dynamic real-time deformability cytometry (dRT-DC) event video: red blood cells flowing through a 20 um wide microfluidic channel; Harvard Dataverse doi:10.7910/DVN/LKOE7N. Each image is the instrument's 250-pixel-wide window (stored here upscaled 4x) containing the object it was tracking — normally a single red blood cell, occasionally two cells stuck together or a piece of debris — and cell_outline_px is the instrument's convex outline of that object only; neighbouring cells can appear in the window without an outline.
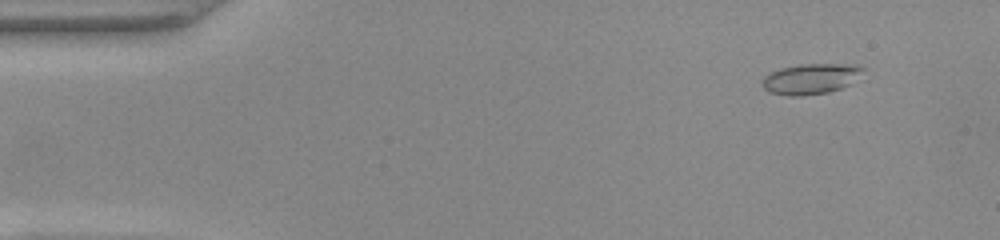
{"species": "common noctule bat (a hibernating species)", "species_latin": "Nyctalus noctula", "temperature_condition": "warm", "stored_images_in_passage": 47, "camera_frame_rate_fps": 3000, "um_per_image_px": 0.085, "animal": {"sex": "female", "body_mass_g": 22.0, "forearm_length_mm": 56.7}, "frame": {"image": 1, "passage_image": 2, "time_ms": 0.333, "image_size_px": [1000, 240], "cell_outline_px": [[864, 68], [848, 84], [840, 88], [828, 92], [800, 96], [788, 96], [768, 92], [764, 88], [764, 76], [780, 68], [800, 64], [856, 64]], "centroid_in_image_um": [68.86, 6.7], "position_along_channel_um": 16.1, "area_um2": 17.51}}
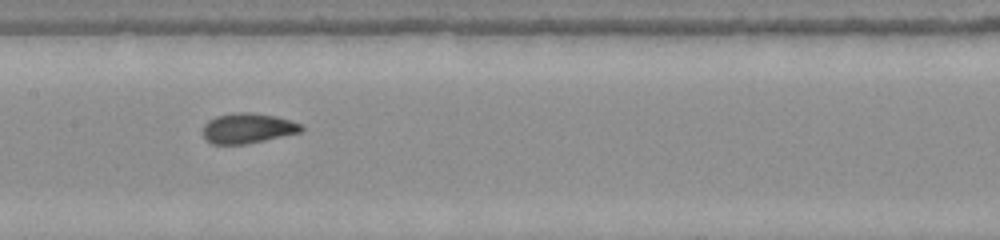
{"frame": {"image": 2, "passage_image": 22, "time_ms": 7.0, "image_size_px": [1000, 240], "cell_outline_px": [[304, 128], [300, 132], [264, 140], [244, 144], [212, 144], [204, 140], [204, 124], [208, 120], [216, 116], [232, 112], [248, 112], [276, 116], [300, 124]], "centroid_in_image_um": [21.01, 10.89], "position_along_channel_um": 186.4, "area_um2": 17.17}}
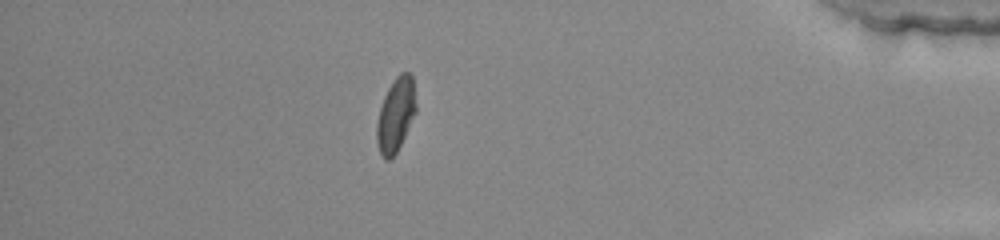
{"frame": {"image": 3, "passage_image": 41, "time_ms": 13.333, "image_size_px": [1000, 240], "cell_outline_px": [[416, 112], [396, 152], [388, 160], [384, 160], [380, 152], [376, 140], [376, 124], [380, 108], [384, 96], [388, 88], [396, 76], [400, 72], [408, 72], [412, 76], [416, 104]], "centroid_in_image_um": [33.62, 9.74], "position_along_channel_um": 401.6, "area_um2": 16.7}, "authors_computed_cell_mechanics": {"area_um2": 17.051, "velocity_mm_per_s": 4.092, "shape_relaxation_time_tau1_ms": 4.0807, "shape_relaxation_time_tau2_ms": null, "deformation_change_tau1": 0.1765, "deformation_change_tau2": null}}